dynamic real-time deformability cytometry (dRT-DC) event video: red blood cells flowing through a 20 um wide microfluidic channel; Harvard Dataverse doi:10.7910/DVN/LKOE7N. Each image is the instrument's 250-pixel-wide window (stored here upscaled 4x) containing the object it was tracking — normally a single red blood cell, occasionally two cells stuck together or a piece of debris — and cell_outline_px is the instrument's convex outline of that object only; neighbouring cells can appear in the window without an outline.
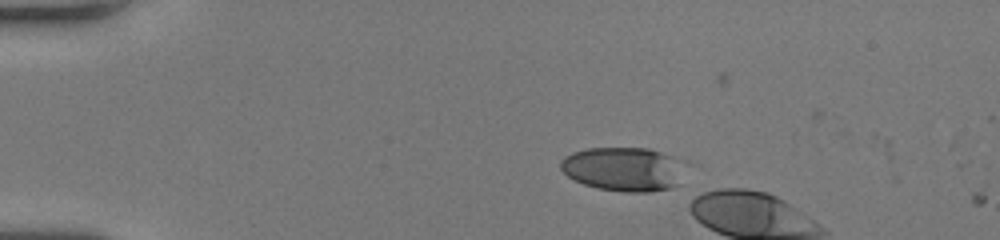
{"species": "human", "species_latin": "Homo sapiens", "temperature_condition": "room temperature", "stored_images_in_passage": 4, "camera_frame_rate_fps": 3000, "um_per_image_px": 0.085, "donor": {"sex": "female"}, "frame": {"image": 1, "passage_image": 2, "time_ms": 0.333, "image_size_px": [1000, 240], "cell_outline_px": [[680, 184], [672, 188], [648, 192], [624, 192], [596, 188], [584, 184], [568, 176], [560, 168], [560, 160], [564, 156], [572, 152], [588, 148], [648, 148], [660, 152], [668, 156]], "centroid_in_image_um": [52.79, 14.39], "position_along_channel_um": 32.2, "area_um2": 30.69}}